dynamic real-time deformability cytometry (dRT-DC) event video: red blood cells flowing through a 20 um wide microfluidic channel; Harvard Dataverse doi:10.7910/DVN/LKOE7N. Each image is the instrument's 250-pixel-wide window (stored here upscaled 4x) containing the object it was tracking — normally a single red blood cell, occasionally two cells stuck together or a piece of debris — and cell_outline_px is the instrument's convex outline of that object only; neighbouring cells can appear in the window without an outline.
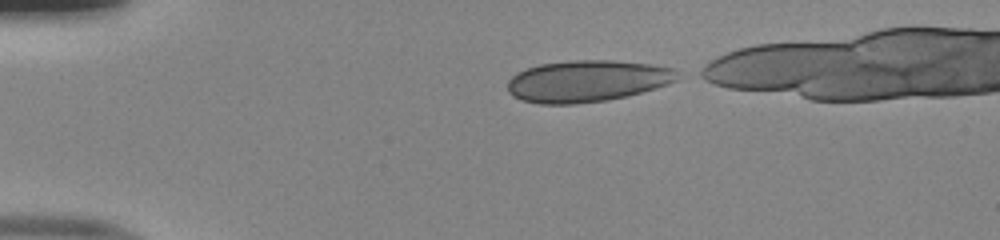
{"species": "human", "species_latin": "Homo sapiens", "temperature_condition": "room temperature", "stored_images_in_passage": 36, "camera_frame_rate_fps": 3000, "um_per_image_px": 0.085, "donor": {"sex": "male"}, "frame": {"image": 1, "passage_image": 1, "time_ms": 0.0, "image_size_px": [1000, 240], "cell_outline_px": [[688, 76], [668, 84], [656, 88], [628, 96], [608, 100], [576, 104], [540, 104], [520, 100], [512, 96], [508, 92], [508, 80], [516, 72], [540, 64], [572, 60], [612, 60], [652, 64], [676, 68], [684, 72]], "centroid_in_image_um": [50.01, 6.89], "position_along_channel_um": 35.0, "area_um2": 42.14}}
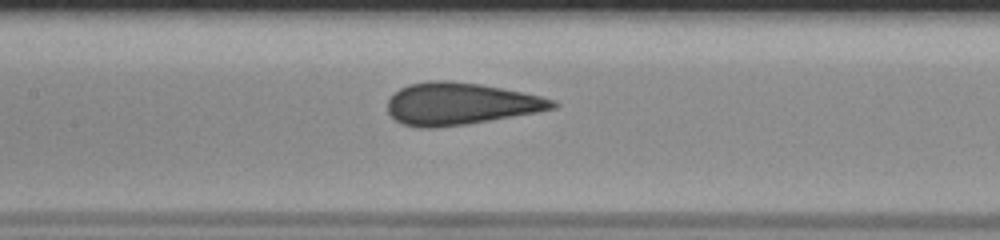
{"frame": {"image": 2, "passage_image": 15, "time_ms": 4.667, "image_size_px": [1000, 240], "cell_outline_px": [[560, 104], [556, 108], [540, 112], [468, 124], [436, 128], [416, 128], [400, 124], [388, 112], [388, 100], [400, 88], [408, 84], [428, 80], [448, 80], [480, 84], [540, 96], [556, 100]], "centroid_in_image_um": [39.13, 8.83], "position_along_channel_um": 168.3, "area_um2": 40.81}}
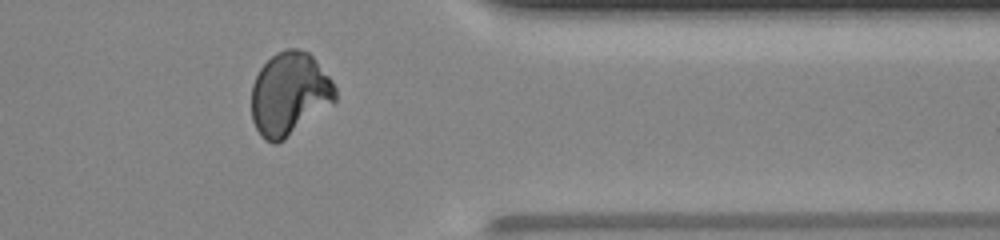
{"frame": {"image": 3, "passage_image": 32, "time_ms": 10.333, "image_size_px": [1000, 240], "cell_outline_px": [[336, 100], [332, 104], [284, 140], [276, 144], [272, 144], [264, 140], [260, 136], [252, 120], [252, 84], [260, 68], [276, 52], [288, 48], [296, 48], [308, 52], [316, 60], [332, 80], [336, 88]], "centroid_in_image_um": [24.6, 7.99], "position_along_channel_um": 386.8, "area_um2": 40.69}}